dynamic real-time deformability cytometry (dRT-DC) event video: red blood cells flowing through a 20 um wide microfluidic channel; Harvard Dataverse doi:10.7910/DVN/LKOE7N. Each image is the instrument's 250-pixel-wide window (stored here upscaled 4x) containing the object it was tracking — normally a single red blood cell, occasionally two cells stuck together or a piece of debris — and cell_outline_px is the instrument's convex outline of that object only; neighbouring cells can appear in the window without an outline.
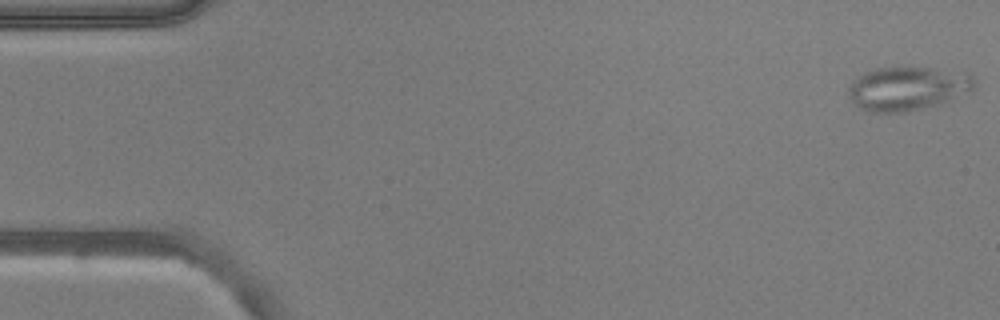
{"species": "common noctule bat (a hibernating species)", "species_latin": "Nyctalus noctula", "temperature_condition": "warm", "stored_images_in_passage": 53, "camera_frame_rate_fps": 3000, "um_per_image_px": 0.085, "animal": {"sex": "male", "body_mass_g": 20.5, "forearm_length_mm": 52.5}, "frame": {"image": 1, "passage_image": 1, "time_ms": 0.0, "image_size_px": [1000, 320], "cell_outline_px": [[976, 88], [940, 104], [924, 108], [904, 112], [872, 112], [860, 108], [848, 96], [848, 88], [852, 80], [864, 72], [876, 68], [896, 64], [968, 72], [976, 80]], "centroid_in_image_um": [77.15, 7.47], "position_along_channel_um": 7.9, "area_um2": 33.0}}
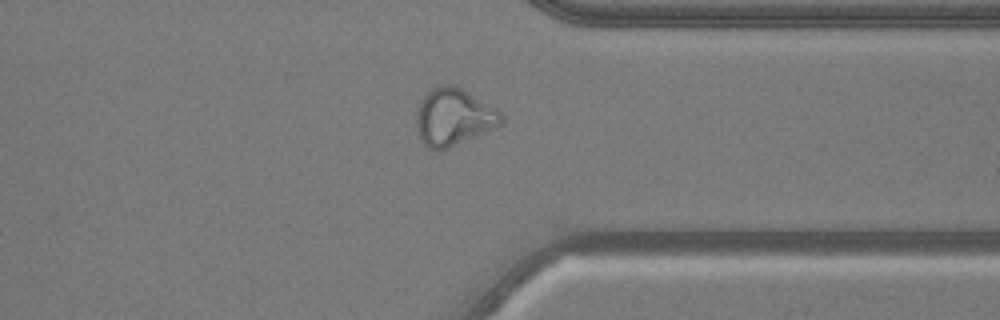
{"frame": {"image": 2, "passage_image": 41, "time_ms": 13.333, "image_size_px": [1000, 320], "cell_outline_px": [[504, 124], [496, 128], [448, 148], [428, 148], [424, 144], [420, 136], [416, 124], [416, 112], [420, 100], [436, 84], [452, 84], [460, 88], [496, 108], [504, 116]], "centroid_in_image_um": [38.57, 9.93], "position_along_channel_um": 372.8, "area_um2": 28.21}}
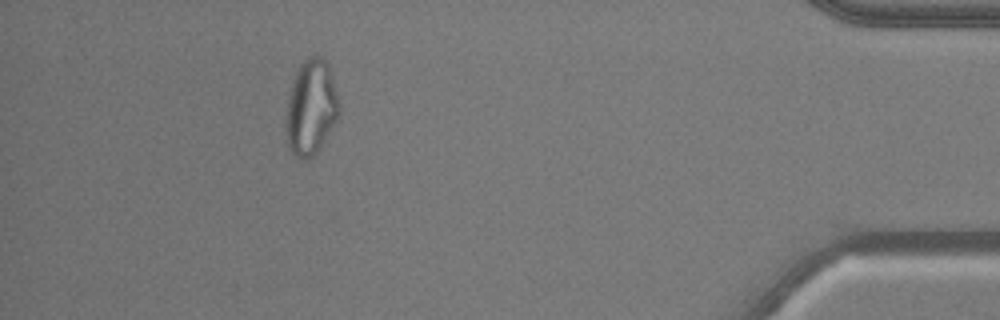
{"frame": {"image": 3, "passage_image": 48, "time_ms": 15.667, "image_size_px": [1000, 320], "cell_outline_px": [[340, 112], [336, 120], [324, 140], [316, 152], [308, 160], [304, 160], [296, 156], [288, 148], [284, 128], [284, 116], [288, 96], [292, 80], [300, 64], [312, 52], [316, 52], [324, 56], [328, 64], [340, 104]], "centroid_in_image_um": [26.4, 9.08], "position_along_channel_um": 408.8, "area_um2": 30.17}, "authors_computed_cell_mechanics": {"area_um2": 28.7844, "velocity_mm_per_s": 3.7928, "shape_relaxation_time_tau1_ms": null, "shape_relaxation_time_tau2_ms": 0.8555, "deformation_change_tau1": null, "deformation_change_tau2": 0.073}}